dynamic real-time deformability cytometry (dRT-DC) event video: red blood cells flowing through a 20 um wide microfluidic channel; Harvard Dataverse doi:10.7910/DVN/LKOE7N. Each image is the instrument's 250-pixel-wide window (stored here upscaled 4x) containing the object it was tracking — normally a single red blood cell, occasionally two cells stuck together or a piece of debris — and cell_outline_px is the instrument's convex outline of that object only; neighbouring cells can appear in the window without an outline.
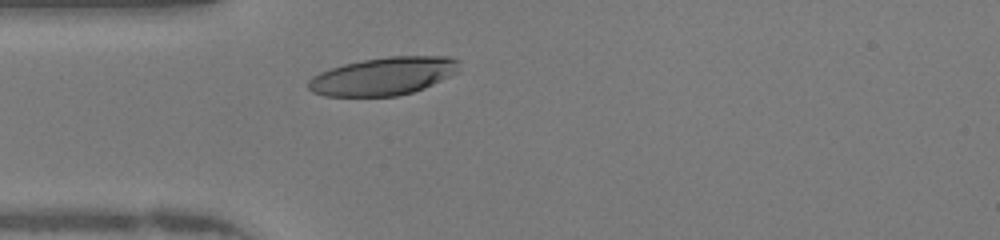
{"species": "human", "species_latin": "Homo sapiens", "temperature_condition": "warm", "stored_images_in_passage": 30, "camera_frame_rate_fps": 3000, "um_per_image_px": 0.085, "donor": {"sex": "female"}, "frame": {"image": 1, "passage_image": 4, "time_ms": 1.0, "image_size_px": [1000, 240], "cell_outline_px": [[460, 60], [456, 72], [424, 88], [412, 92], [396, 96], [324, 96], [312, 92], [308, 88], [308, 80], [312, 76], [320, 72], [344, 64], [364, 60], [388, 56], [448, 56]], "centroid_in_image_um": [32.56, 6.47], "position_along_channel_um": 52.4, "area_um2": 33.12}}
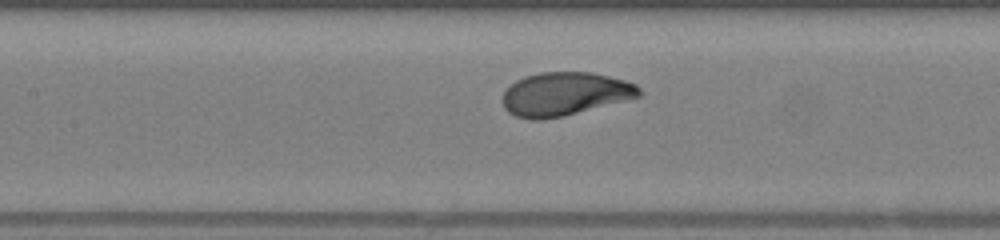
{"frame": {"image": 2, "passage_image": 12, "time_ms": 3.667, "image_size_px": [1000, 240], "cell_outline_px": [[640, 96], [564, 116], [540, 120], [528, 120], [516, 116], [508, 112], [504, 108], [504, 92], [516, 80], [524, 76], [540, 72], [592, 72], [624, 80], [636, 84], [640, 88]], "centroid_in_image_um": [47.98, 7.99], "position_along_channel_um": 159.4, "area_um2": 34.33}}
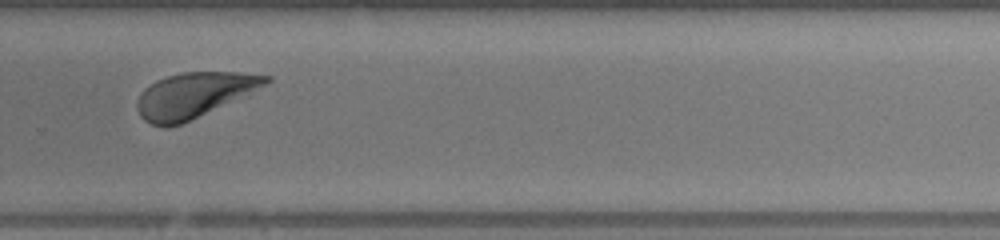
{"frame": {"image": 3, "passage_image": 23, "time_ms": 7.333, "image_size_px": [1000, 240], "cell_outline_px": [[272, 80], [264, 84], [180, 124], [168, 128], [152, 124], [144, 120], [140, 116], [136, 108], [136, 104], [144, 88], [156, 80], [180, 72], [240, 72], [272, 76]], "centroid_in_image_um": [16.38, 8.07], "position_along_channel_um": 313.4, "area_um2": 32.71}, "authors_computed_cell_mechanics": {"area_um2": 34.1887, "velocity_mm_per_s": 4.2157, "shape_relaxation_time_tau1_ms": 1.9747, "shape_relaxation_time_tau2_ms": null, "deformation_change_tau1": 0.1457, "deformation_change_tau2": null}}